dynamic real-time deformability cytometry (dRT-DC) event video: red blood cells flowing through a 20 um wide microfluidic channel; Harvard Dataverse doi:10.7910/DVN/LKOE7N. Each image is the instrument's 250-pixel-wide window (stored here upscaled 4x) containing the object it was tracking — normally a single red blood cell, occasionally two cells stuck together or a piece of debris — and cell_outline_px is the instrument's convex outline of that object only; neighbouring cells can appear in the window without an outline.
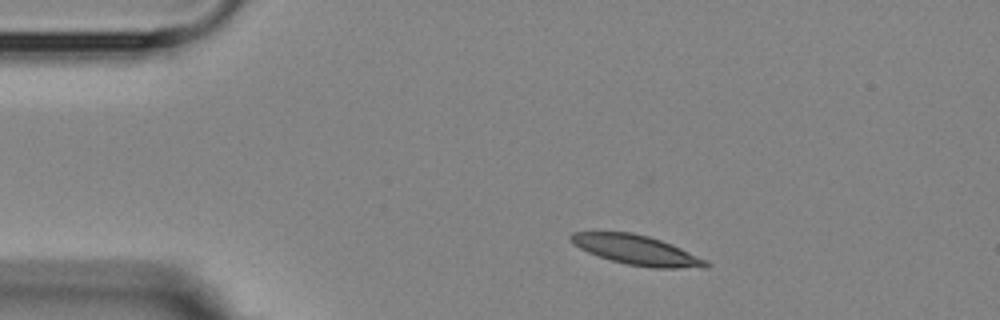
{"species": "Egyptian fruit bat (a non-hibernating species)", "species_latin": "Rousettus aegyptiacus", "temperature_condition": "room temperature", "stored_images_in_passage": 2, "camera_frame_rate_fps": 3000, "um_per_image_px": 0.085, "animal": {"sex": "female"}, "frame": {"image": 1, "passage_image": 1, "time_ms": 0.0, "image_size_px": [1000, 320], "cell_outline_px": [[708, 268], [652, 268], [628, 264], [612, 260], [588, 252], [580, 248], [568, 240], [568, 236], [572, 232], [632, 232], [648, 236], [672, 244], [708, 260]], "centroid_in_image_um": [54.13, 21.25], "position_along_channel_um": 30.9, "area_um2": 23.29}}